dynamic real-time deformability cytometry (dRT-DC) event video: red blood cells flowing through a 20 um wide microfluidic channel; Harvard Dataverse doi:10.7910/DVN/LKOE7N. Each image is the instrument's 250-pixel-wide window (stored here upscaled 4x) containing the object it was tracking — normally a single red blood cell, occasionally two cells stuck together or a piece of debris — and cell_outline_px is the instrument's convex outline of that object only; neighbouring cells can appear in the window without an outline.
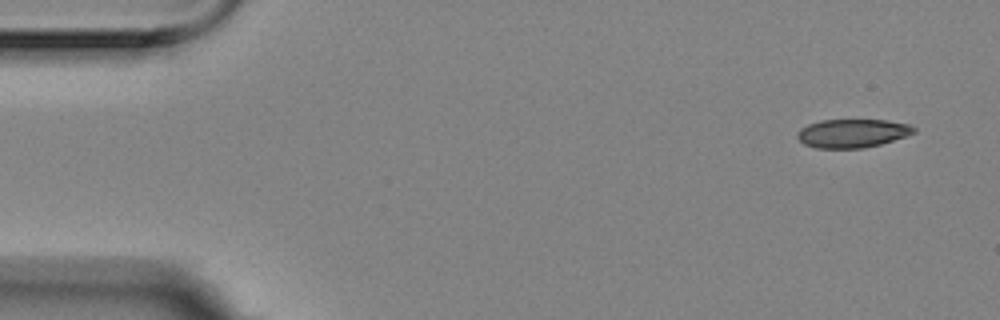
{"species": "Egyptian fruit bat (a non-hibernating species)", "species_latin": "Rousettus aegyptiacus", "temperature_condition": "room temperature", "stored_images_in_passage": 5, "camera_frame_rate_fps": 3000, "um_per_image_px": 0.085, "animal": {"sex": "female"}, "frame": {"image": 1, "passage_image": 1, "time_ms": 0.0, "image_size_px": [1000, 320], "cell_outline_px": [[916, 132], [908, 136], [880, 144], [864, 148], [816, 148], [804, 144], [796, 136], [796, 132], [800, 128], [808, 124], [820, 120], [888, 120], [908, 124], [916, 128]], "centroid_in_image_um": [72.45, 11.33], "position_along_channel_um": 12.5, "area_um2": 19.54}}
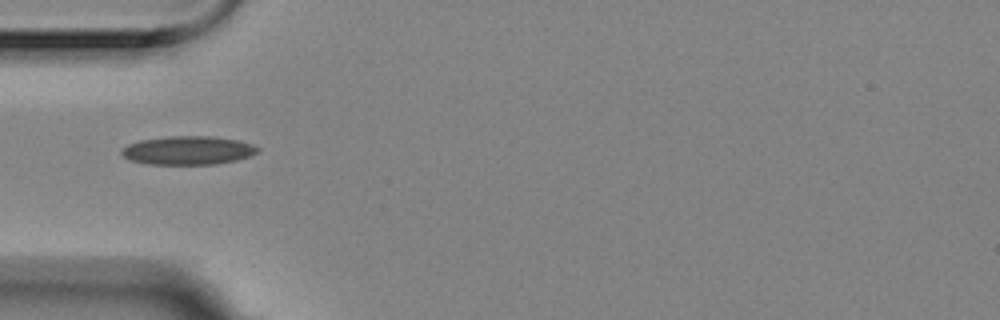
{"frame": {"image": 2, "passage_image": 5, "time_ms": 1.333, "image_size_px": [1000, 320], "cell_outline_px": [[260, 148], [256, 152], [248, 156], [236, 160], [216, 164], [148, 164], [132, 160], [124, 156], [120, 152], [128, 144], [140, 140], [168, 136], [216, 136], [236, 140], [252, 144]], "centroid_in_image_um": [15.98, 12.77], "position_along_channel_um": 69.0, "area_um2": 22.48}}